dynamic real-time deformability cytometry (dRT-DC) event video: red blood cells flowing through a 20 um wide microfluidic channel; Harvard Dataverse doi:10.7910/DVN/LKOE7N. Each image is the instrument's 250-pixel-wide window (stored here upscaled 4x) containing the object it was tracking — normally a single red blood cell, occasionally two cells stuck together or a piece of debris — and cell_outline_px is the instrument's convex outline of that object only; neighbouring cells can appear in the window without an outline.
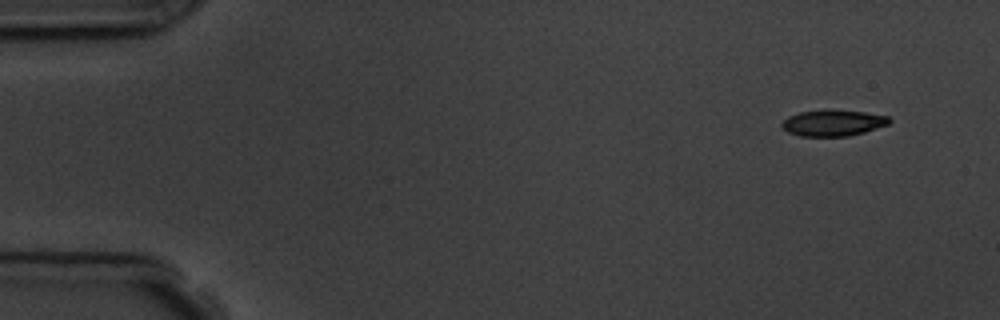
{"species": "common noctule bat (a hibernating species)", "species_latin": "Nyctalus noctula", "temperature_condition": "room temperature", "stored_images_in_passage": 4, "camera_frame_rate_fps": 3000, "um_per_image_px": 0.085, "animal": {"sex": "male", "body_mass_g": 19.5, "forearm_length_mm": 54.6}, "frame": {"image": 1, "passage_image": 1, "time_ms": 0.0, "image_size_px": [1000, 320], "cell_outline_px": [[892, 120], [888, 124], [864, 132], [848, 136], [800, 136], [788, 132], [780, 124], [788, 116], [800, 112], [828, 108], [864, 112], [888, 116]], "centroid_in_image_um": [70.8, 10.43], "position_along_channel_um": 14.2, "area_um2": 16.53}}
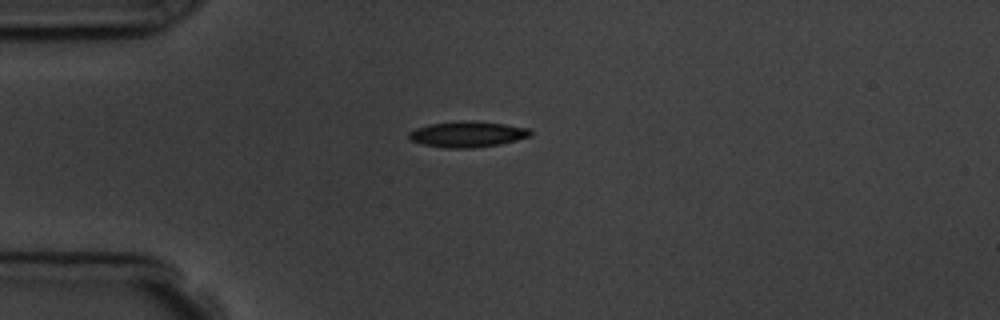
{"frame": {"image": 2, "passage_image": 4, "time_ms": 3.333, "image_size_px": [1000, 320], "cell_outline_px": [[532, 136], [500, 144], [472, 148], [444, 148], [424, 144], [412, 140], [408, 136], [408, 132], [416, 128], [432, 124], [472, 120], [504, 124], [528, 128], [532, 132]], "centroid_in_image_um": [39.77, 11.41], "position_along_channel_um": 45.2, "area_um2": 18.09}}